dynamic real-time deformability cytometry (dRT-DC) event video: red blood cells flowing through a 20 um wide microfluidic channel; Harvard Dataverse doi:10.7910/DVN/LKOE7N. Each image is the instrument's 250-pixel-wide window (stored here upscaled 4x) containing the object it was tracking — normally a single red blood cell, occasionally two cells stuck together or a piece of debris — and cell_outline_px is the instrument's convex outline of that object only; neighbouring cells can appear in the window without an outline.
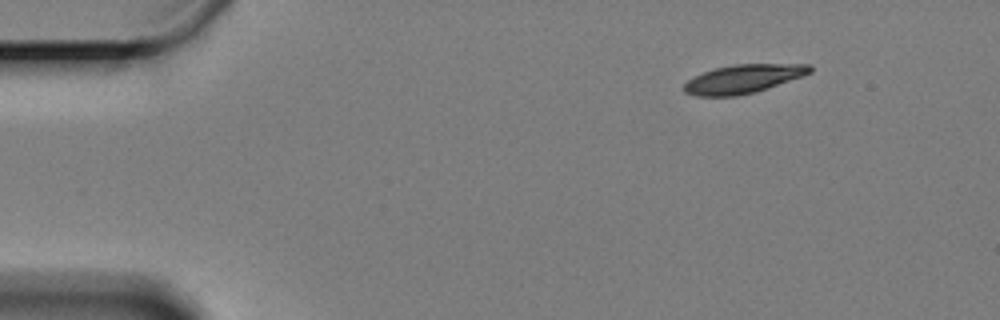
{"species": "Egyptian fruit bat (a non-hibernating species)", "species_latin": "Rousettus aegyptiacus", "temperature_condition": "cold", "stored_images_in_passage": 54, "camera_frame_rate_fps": 3000, "um_per_image_px": 0.085, "animal": {"sex": "female"}, "frame": {"image": 1, "passage_image": 1, "time_ms": 0.0, "image_size_px": [1000, 320], "cell_outline_px": [[812, 72], [756, 92], [736, 96], [696, 96], [684, 92], [684, 84], [688, 80], [704, 72], [716, 68], [732, 64], [808, 64], [812, 68]], "centroid_in_image_um": [63.16, 6.71], "position_along_channel_um": 21.8, "area_um2": 20.75}}
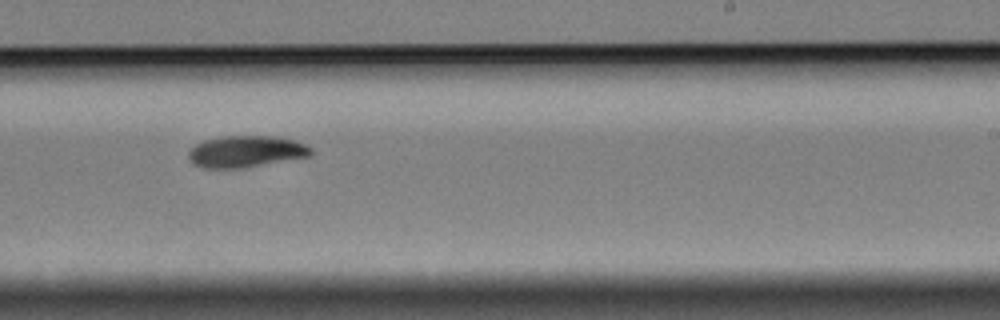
{"frame": {"image": 2, "passage_image": 31, "time_ms": 10.0, "image_size_px": [1000, 320], "cell_outline_px": [[312, 156], [244, 168], [204, 168], [192, 164], [188, 156], [188, 152], [196, 144], [204, 140], [224, 136], [276, 136], [296, 140], [312, 148]], "centroid_in_image_um": [20.93, 12.88], "position_along_channel_um": 268.1, "area_um2": 22.77}}
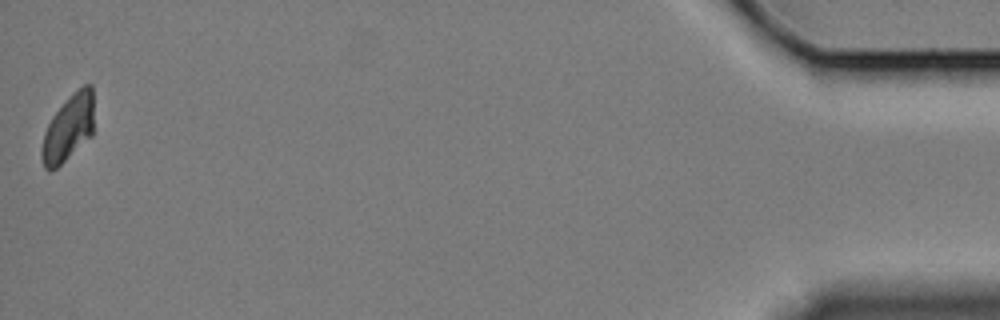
{"frame": {"image": 3, "passage_image": 54, "time_ms": 17.667, "image_size_px": [1000, 320], "cell_outline_px": [[92, 136], [56, 168], [44, 168], [40, 156], [40, 152], [44, 132], [52, 116], [68, 96], [84, 84], [92, 84]], "centroid_in_image_um": [5.79, 10.87], "position_along_channel_um": 429.4, "area_um2": 20.0}, "authors_computed_cell_mechanics": {"area_um2": 21.9062, "velocity_mm_per_s": 3.2687, "shape_relaxation_time_tau1_ms": 2.1342, "shape_relaxation_time_tau2_ms": 6.5576, "deformation_change_tau1": 0.1122, "deformation_change_tau2": 0.0746}}